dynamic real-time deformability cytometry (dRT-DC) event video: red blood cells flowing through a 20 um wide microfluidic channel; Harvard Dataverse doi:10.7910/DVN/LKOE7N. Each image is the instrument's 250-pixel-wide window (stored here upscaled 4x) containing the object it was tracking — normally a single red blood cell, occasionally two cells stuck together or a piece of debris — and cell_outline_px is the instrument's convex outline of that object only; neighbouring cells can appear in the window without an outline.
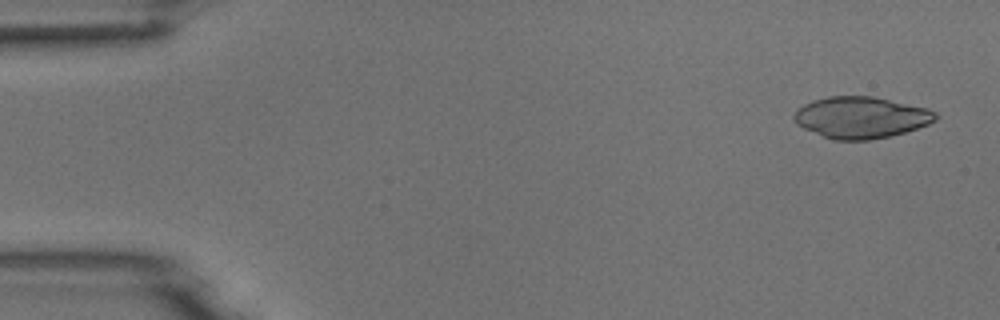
{"species": "common noctule bat (a hibernating species)", "species_latin": "Nyctalus noctula", "temperature_condition": "room temperature", "stored_images_in_passage": 5, "camera_frame_rate_fps": 3000, "um_per_image_px": 0.085, "animal": {"sex": "male", "body_mass_g": 18.8}, "frame": {"image": 1, "passage_image": 1, "time_ms": 0.0, "image_size_px": [1000, 320], "cell_outline_px": [[940, 116], [936, 120], [928, 124], [892, 136], [868, 140], [836, 140], [824, 136], [804, 128], [796, 124], [792, 116], [796, 108], [812, 100], [828, 96], [872, 96], [928, 108], [936, 112]], "centroid_in_image_um": [73.18, 9.97], "position_along_channel_um": 11.8, "area_um2": 34.33}}